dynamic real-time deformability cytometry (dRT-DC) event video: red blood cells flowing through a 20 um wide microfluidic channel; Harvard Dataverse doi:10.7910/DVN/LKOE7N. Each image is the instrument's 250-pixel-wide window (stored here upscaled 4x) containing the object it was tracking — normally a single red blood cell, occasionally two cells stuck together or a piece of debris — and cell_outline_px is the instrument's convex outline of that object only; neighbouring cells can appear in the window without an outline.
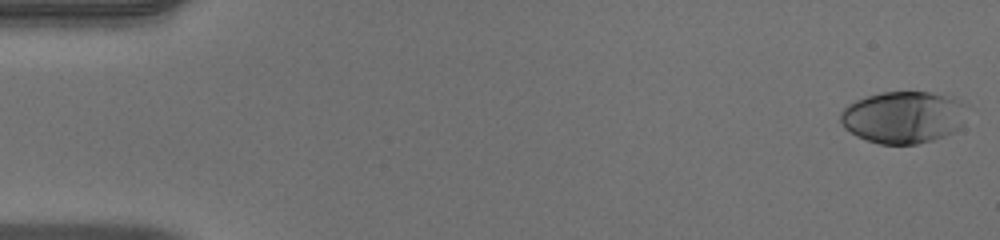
{"species": "human", "species_latin": "Homo sapiens", "temperature_condition": "warm", "stored_images_in_passage": 51, "camera_frame_rate_fps": 3000, "um_per_image_px": 0.085, "donor": {"sex": "male"}, "frame": {"image": 1, "passage_image": 1, "time_ms": 0.0, "image_size_px": [1000, 240], "cell_outline_px": [[964, 104], [960, 124], [952, 132], [944, 136], [932, 140], [916, 144], [880, 144], [856, 136], [844, 128], [840, 120], [840, 112], [848, 104], [856, 100], [880, 92], [928, 92], [952, 96]], "centroid_in_image_um": [76.71, 9.96], "position_along_channel_um": 8.3, "area_um2": 37.92}}
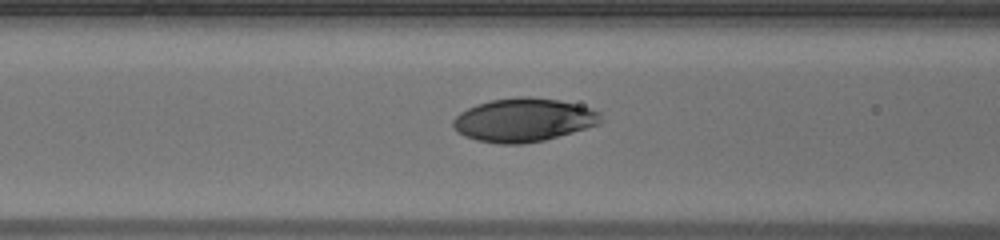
{"frame": {"image": 2, "passage_image": 21, "time_ms": 6.667, "image_size_px": [1000, 240], "cell_outline_px": [[600, 124], [544, 140], [524, 144], [500, 144], [476, 140], [464, 136], [456, 132], [452, 124], [452, 120], [460, 112], [476, 104], [492, 100], [520, 96], [532, 96], [560, 100], [592, 108], [600, 112]], "centroid_in_image_um": [44.48, 10.19], "position_along_channel_um": 122.1, "area_um2": 37.57}}
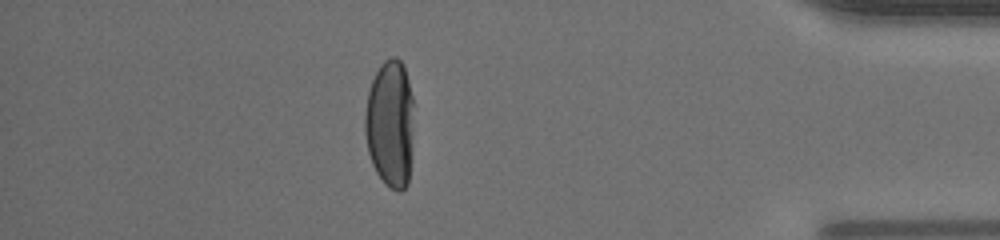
{"frame": {"image": 3, "passage_image": 45, "time_ms": 14.667, "image_size_px": [1000, 240], "cell_outline_px": [[412, 152], [408, 184], [400, 192], [396, 192], [384, 184], [376, 172], [372, 164], [368, 152], [364, 132], [364, 116], [368, 92], [372, 80], [380, 64], [384, 60], [392, 56], [396, 56], [404, 64], [412, 96]], "centroid_in_image_um": [33.15, 10.53], "position_along_channel_um": 402.0, "area_um2": 36.88}, "authors_computed_cell_mechanics": {"area_um2": 37.5122, "velocity_mm_per_s": 3.9998, "shape_relaxation_time_tau1_ms": 5.8353, "shape_relaxation_time_tau2_ms": null, "deformation_change_tau1": 0.2743, "deformation_change_tau2": null}}